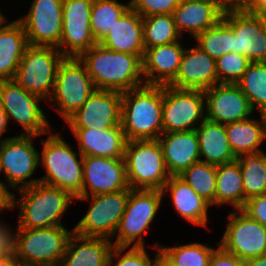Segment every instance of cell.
<instances>
[{
    "mask_svg": "<svg viewBox=\"0 0 266 266\" xmlns=\"http://www.w3.org/2000/svg\"><path fill=\"white\" fill-rule=\"evenodd\" d=\"M82 156L123 158L127 139L121 125L106 129H70Z\"/></svg>",
    "mask_w": 266,
    "mask_h": 266,
    "instance_id": "cb8c5ba5",
    "label": "cell"
},
{
    "mask_svg": "<svg viewBox=\"0 0 266 266\" xmlns=\"http://www.w3.org/2000/svg\"><path fill=\"white\" fill-rule=\"evenodd\" d=\"M261 119L248 118L225 124L226 136L236 157L241 154L261 152V144L266 140V114Z\"/></svg>",
    "mask_w": 266,
    "mask_h": 266,
    "instance_id": "4dcf8cb0",
    "label": "cell"
},
{
    "mask_svg": "<svg viewBox=\"0 0 266 266\" xmlns=\"http://www.w3.org/2000/svg\"><path fill=\"white\" fill-rule=\"evenodd\" d=\"M205 119L204 91L163 86V133L195 130Z\"/></svg>",
    "mask_w": 266,
    "mask_h": 266,
    "instance_id": "4fadbf2b",
    "label": "cell"
},
{
    "mask_svg": "<svg viewBox=\"0 0 266 266\" xmlns=\"http://www.w3.org/2000/svg\"><path fill=\"white\" fill-rule=\"evenodd\" d=\"M129 7V2L124 5L117 0H93L90 25L97 43L107 36L109 29Z\"/></svg>",
    "mask_w": 266,
    "mask_h": 266,
    "instance_id": "d590c367",
    "label": "cell"
},
{
    "mask_svg": "<svg viewBox=\"0 0 266 266\" xmlns=\"http://www.w3.org/2000/svg\"><path fill=\"white\" fill-rule=\"evenodd\" d=\"M200 1H207V2L217 3L218 0H200Z\"/></svg>",
    "mask_w": 266,
    "mask_h": 266,
    "instance_id": "11a10c76",
    "label": "cell"
},
{
    "mask_svg": "<svg viewBox=\"0 0 266 266\" xmlns=\"http://www.w3.org/2000/svg\"><path fill=\"white\" fill-rule=\"evenodd\" d=\"M96 90L85 65L76 57H65L59 64L51 102L66 121Z\"/></svg>",
    "mask_w": 266,
    "mask_h": 266,
    "instance_id": "9c48e42d",
    "label": "cell"
},
{
    "mask_svg": "<svg viewBox=\"0 0 266 266\" xmlns=\"http://www.w3.org/2000/svg\"><path fill=\"white\" fill-rule=\"evenodd\" d=\"M85 65L96 90L129 91L145 84L142 59L138 55L116 52L97 43L83 52Z\"/></svg>",
    "mask_w": 266,
    "mask_h": 266,
    "instance_id": "6da1fadb",
    "label": "cell"
},
{
    "mask_svg": "<svg viewBox=\"0 0 266 266\" xmlns=\"http://www.w3.org/2000/svg\"><path fill=\"white\" fill-rule=\"evenodd\" d=\"M164 194L162 190L129 189L125 212L114 234L113 246L145 247L144 234H147L153 219L160 209Z\"/></svg>",
    "mask_w": 266,
    "mask_h": 266,
    "instance_id": "ba28073f",
    "label": "cell"
},
{
    "mask_svg": "<svg viewBox=\"0 0 266 266\" xmlns=\"http://www.w3.org/2000/svg\"><path fill=\"white\" fill-rule=\"evenodd\" d=\"M6 21L7 20H6L5 15H3L2 11L0 10V26Z\"/></svg>",
    "mask_w": 266,
    "mask_h": 266,
    "instance_id": "db71d44e",
    "label": "cell"
},
{
    "mask_svg": "<svg viewBox=\"0 0 266 266\" xmlns=\"http://www.w3.org/2000/svg\"><path fill=\"white\" fill-rule=\"evenodd\" d=\"M127 247L113 246L108 266H152L153 260L150 259L145 247H131L123 253ZM117 258L115 262L113 258ZM115 263V264H113Z\"/></svg>",
    "mask_w": 266,
    "mask_h": 266,
    "instance_id": "60d3db41",
    "label": "cell"
},
{
    "mask_svg": "<svg viewBox=\"0 0 266 266\" xmlns=\"http://www.w3.org/2000/svg\"><path fill=\"white\" fill-rule=\"evenodd\" d=\"M0 266H23L19 259L15 257H10L6 260H0Z\"/></svg>",
    "mask_w": 266,
    "mask_h": 266,
    "instance_id": "f5cc1de1",
    "label": "cell"
},
{
    "mask_svg": "<svg viewBox=\"0 0 266 266\" xmlns=\"http://www.w3.org/2000/svg\"><path fill=\"white\" fill-rule=\"evenodd\" d=\"M12 193L11 209L19 207L17 228H50L62 226L61 219L75 198L65 190L42 182ZM18 200V203H17Z\"/></svg>",
    "mask_w": 266,
    "mask_h": 266,
    "instance_id": "3957f363",
    "label": "cell"
},
{
    "mask_svg": "<svg viewBox=\"0 0 266 266\" xmlns=\"http://www.w3.org/2000/svg\"><path fill=\"white\" fill-rule=\"evenodd\" d=\"M218 83L216 60L198 46H194L185 49L178 74L169 86L204 91Z\"/></svg>",
    "mask_w": 266,
    "mask_h": 266,
    "instance_id": "44dd1931",
    "label": "cell"
},
{
    "mask_svg": "<svg viewBox=\"0 0 266 266\" xmlns=\"http://www.w3.org/2000/svg\"><path fill=\"white\" fill-rule=\"evenodd\" d=\"M93 0L62 1V35L59 51L65 57L78 58L97 44L90 25Z\"/></svg>",
    "mask_w": 266,
    "mask_h": 266,
    "instance_id": "5bb4252c",
    "label": "cell"
},
{
    "mask_svg": "<svg viewBox=\"0 0 266 266\" xmlns=\"http://www.w3.org/2000/svg\"><path fill=\"white\" fill-rule=\"evenodd\" d=\"M243 266H266V254L243 260Z\"/></svg>",
    "mask_w": 266,
    "mask_h": 266,
    "instance_id": "f907efd6",
    "label": "cell"
},
{
    "mask_svg": "<svg viewBox=\"0 0 266 266\" xmlns=\"http://www.w3.org/2000/svg\"><path fill=\"white\" fill-rule=\"evenodd\" d=\"M172 14H158L143 17L144 49L180 41Z\"/></svg>",
    "mask_w": 266,
    "mask_h": 266,
    "instance_id": "e575fe53",
    "label": "cell"
},
{
    "mask_svg": "<svg viewBox=\"0 0 266 266\" xmlns=\"http://www.w3.org/2000/svg\"><path fill=\"white\" fill-rule=\"evenodd\" d=\"M254 3L255 0H218L217 6L225 14L228 12L250 11Z\"/></svg>",
    "mask_w": 266,
    "mask_h": 266,
    "instance_id": "bcb514c9",
    "label": "cell"
},
{
    "mask_svg": "<svg viewBox=\"0 0 266 266\" xmlns=\"http://www.w3.org/2000/svg\"><path fill=\"white\" fill-rule=\"evenodd\" d=\"M250 12L266 20V0H255Z\"/></svg>",
    "mask_w": 266,
    "mask_h": 266,
    "instance_id": "681fc988",
    "label": "cell"
},
{
    "mask_svg": "<svg viewBox=\"0 0 266 266\" xmlns=\"http://www.w3.org/2000/svg\"><path fill=\"white\" fill-rule=\"evenodd\" d=\"M8 116L2 106L0 105V137L2 138V135L7 129L8 124Z\"/></svg>",
    "mask_w": 266,
    "mask_h": 266,
    "instance_id": "816d5d0a",
    "label": "cell"
},
{
    "mask_svg": "<svg viewBox=\"0 0 266 266\" xmlns=\"http://www.w3.org/2000/svg\"><path fill=\"white\" fill-rule=\"evenodd\" d=\"M157 140L170 176L180 175L192 164L201 160L199 140L195 130L163 133Z\"/></svg>",
    "mask_w": 266,
    "mask_h": 266,
    "instance_id": "603a6c76",
    "label": "cell"
},
{
    "mask_svg": "<svg viewBox=\"0 0 266 266\" xmlns=\"http://www.w3.org/2000/svg\"><path fill=\"white\" fill-rule=\"evenodd\" d=\"M208 266H243V260L218 245L210 257Z\"/></svg>",
    "mask_w": 266,
    "mask_h": 266,
    "instance_id": "f6af8a7d",
    "label": "cell"
},
{
    "mask_svg": "<svg viewBox=\"0 0 266 266\" xmlns=\"http://www.w3.org/2000/svg\"><path fill=\"white\" fill-rule=\"evenodd\" d=\"M237 161L242 174L246 204L248 199L266 192V153L241 154Z\"/></svg>",
    "mask_w": 266,
    "mask_h": 266,
    "instance_id": "d6a6232c",
    "label": "cell"
},
{
    "mask_svg": "<svg viewBox=\"0 0 266 266\" xmlns=\"http://www.w3.org/2000/svg\"><path fill=\"white\" fill-rule=\"evenodd\" d=\"M171 193V202L178 215L193 225L207 227L208 208L211 206L179 176H170L162 193Z\"/></svg>",
    "mask_w": 266,
    "mask_h": 266,
    "instance_id": "83f0119b",
    "label": "cell"
},
{
    "mask_svg": "<svg viewBox=\"0 0 266 266\" xmlns=\"http://www.w3.org/2000/svg\"><path fill=\"white\" fill-rule=\"evenodd\" d=\"M252 62L236 52L223 54L216 60V72L219 83L236 84Z\"/></svg>",
    "mask_w": 266,
    "mask_h": 266,
    "instance_id": "ab89813d",
    "label": "cell"
},
{
    "mask_svg": "<svg viewBox=\"0 0 266 266\" xmlns=\"http://www.w3.org/2000/svg\"><path fill=\"white\" fill-rule=\"evenodd\" d=\"M23 25L17 19L0 26V80H13L28 46Z\"/></svg>",
    "mask_w": 266,
    "mask_h": 266,
    "instance_id": "f546056e",
    "label": "cell"
},
{
    "mask_svg": "<svg viewBox=\"0 0 266 266\" xmlns=\"http://www.w3.org/2000/svg\"><path fill=\"white\" fill-rule=\"evenodd\" d=\"M122 92L95 90L65 122L70 129H106L121 125Z\"/></svg>",
    "mask_w": 266,
    "mask_h": 266,
    "instance_id": "e0dca14e",
    "label": "cell"
},
{
    "mask_svg": "<svg viewBox=\"0 0 266 266\" xmlns=\"http://www.w3.org/2000/svg\"><path fill=\"white\" fill-rule=\"evenodd\" d=\"M99 44L116 52L138 55L143 59V18L129 7Z\"/></svg>",
    "mask_w": 266,
    "mask_h": 266,
    "instance_id": "d4e9b609",
    "label": "cell"
},
{
    "mask_svg": "<svg viewBox=\"0 0 266 266\" xmlns=\"http://www.w3.org/2000/svg\"><path fill=\"white\" fill-rule=\"evenodd\" d=\"M17 255L23 266H59L73 229L17 228Z\"/></svg>",
    "mask_w": 266,
    "mask_h": 266,
    "instance_id": "52a82bcc",
    "label": "cell"
},
{
    "mask_svg": "<svg viewBox=\"0 0 266 266\" xmlns=\"http://www.w3.org/2000/svg\"><path fill=\"white\" fill-rule=\"evenodd\" d=\"M228 219L219 245L241 260L266 254V226L242 209L229 213Z\"/></svg>",
    "mask_w": 266,
    "mask_h": 266,
    "instance_id": "9a60e30c",
    "label": "cell"
},
{
    "mask_svg": "<svg viewBox=\"0 0 266 266\" xmlns=\"http://www.w3.org/2000/svg\"><path fill=\"white\" fill-rule=\"evenodd\" d=\"M172 15L181 36L187 31L192 37L215 26L223 17L217 3L200 0H182Z\"/></svg>",
    "mask_w": 266,
    "mask_h": 266,
    "instance_id": "484cf974",
    "label": "cell"
},
{
    "mask_svg": "<svg viewBox=\"0 0 266 266\" xmlns=\"http://www.w3.org/2000/svg\"><path fill=\"white\" fill-rule=\"evenodd\" d=\"M64 58L56 47L28 45L13 80L25 91L49 102L59 64Z\"/></svg>",
    "mask_w": 266,
    "mask_h": 266,
    "instance_id": "8992f818",
    "label": "cell"
},
{
    "mask_svg": "<svg viewBox=\"0 0 266 266\" xmlns=\"http://www.w3.org/2000/svg\"><path fill=\"white\" fill-rule=\"evenodd\" d=\"M123 158L130 189L162 190L169 180L158 140L127 141Z\"/></svg>",
    "mask_w": 266,
    "mask_h": 266,
    "instance_id": "5b68a950",
    "label": "cell"
},
{
    "mask_svg": "<svg viewBox=\"0 0 266 266\" xmlns=\"http://www.w3.org/2000/svg\"><path fill=\"white\" fill-rule=\"evenodd\" d=\"M242 210L251 218L266 226V192L248 199Z\"/></svg>",
    "mask_w": 266,
    "mask_h": 266,
    "instance_id": "ee69618b",
    "label": "cell"
},
{
    "mask_svg": "<svg viewBox=\"0 0 266 266\" xmlns=\"http://www.w3.org/2000/svg\"><path fill=\"white\" fill-rule=\"evenodd\" d=\"M62 1L33 0L28 14L18 18L29 45L58 48L62 35Z\"/></svg>",
    "mask_w": 266,
    "mask_h": 266,
    "instance_id": "2e32d148",
    "label": "cell"
},
{
    "mask_svg": "<svg viewBox=\"0 0 266 266\" xmlns=\"http://www.w3.org/2000/svg\"><path fill=\"white\" fill-rule=\"evenodd\" d=\"M159 249L174 266H208L215 248L194 242L174 247H162L160 244Z\"/></svg>",
    "mask_w": 266,
    "mask_h": 266,
    "instance_id": "f35d334b",
    "label": "cell"
},
{
    "mask_svg": "<svg viewBox=\"0 0 266 266\" xmlns=\"http://www.w3.org/2000/svg\"><path fill=\"white\" fill-rule=\"evenodd\" d=\"M36 135H18L0 139V167L4 174L5 187L20 190L39 182V178L26 181L40 165L39 153L33 146Z\"/></svg>",
    "mask_w": 266,
    "mask_h": 266,
    "instance_id": "8fae6325",
    "label": "cell"
},
{
    "mask_svg": "<svg viewBox=\"0 0 266 266\" xmlns=\"http://www.w3.org/2000/svg\"><path fill=\"white\" fill-rule=\"evenodd\" d=\"M163 86L142 85L122 93L121 126L127 141L157 140L163 134Z\"/></svg>",
    "mask_w": 266,
    "mask_h": 266,
    "instance_id": "7a4b0ae2",
    "label": "cell"
},
{
    "mask_svg": "<svg viewBox=\"0 0 266 266\" xmlns=\"http://www.w3.org/2000/svg\"><path fill=\"white\" fill-rule=\"evenodd\" d=\"M193 39L201 50L215 60L223 54L233 52V29L223 19Z\"/></svg>",
    "mask_w": 266,
    "mask_h": 266,
    "instance_id": "74e56055",
    "label": "cell"
},
{
    "mask_svg": "<svg viewBox=\"0 0 266 266\" xmlns=\"http://www.w3.org/2000/svg\"><path fill=\"white\" fill-rule=\"evenodd\" d=\"M182 0H130V8L142 18L158 14H173Z\"/></svg>",
    "mask_w": 266,
    "mask_h": 266,
    "instance_id": "b9f144b4",
    "label": "cell"
},
{
    "mask_svg": "<svg viewBox=\"0 0 266 266\" xmlns=\"http://www.w3.org/2000/svg\"><path fill=\"white\" fill-rule=\"evenodd\" d=\"M41 99L39 96L25 91L14 80H0V105L6 112L9 121L14 119L23 127L22 135L40 136L50 132V121L46 119V115L39 105Z\"/></svg>",
    "mask_w": 266,
    "mask_h": 266,
    "instance_id": "7c38bea8",
    "label": "cell"
},
{
    "mask_svg": "<svg viewBox=\"0 0 266 266\" xmlns=\"http://www.w3.org/2000/svg\"><path fill=\"white\" fill-rule=\"evenodd\" d=\"M5 181L0 180V213L5 209H11L12 192L5 187Z\"/></svg>",
    "mask_w": 266,
    "mask_h": 266,
    "instance_id": "7dc6e473",
    "label": "cell"
},
{
    "mask_svg": "<svg viewBox=\"0 0 266 266\" xmlns=\"http://www.w3.org/2000/svg\"><path fill=\"white\" fill-rule=\"evenodd\" d=\"M159 246L158 243H155L157 254L153 260L152 266H174L171 260L159 249Z\"/></svg>",
    "mask_w": 266,
    "mask_h": 266,
    "instance_id": "c3c4849f",
    "label": "cell"
},
{
    "mask_svg": "<svg viewBox=\"0 0 266 266\" xmlns=\"http://www.w3.org/2000/svg\"><path fill=\"white\" fill-rule=\"evenodd\" d=\"M185 48L179 41L145 49L142 73L146 85H169L177 76Z\"/></svg>",
    "mask_w": 266,
    "mask_h": 266,
    "instance_id": "7402d4cb",
    "label": "cell"
},
{
    "mask_svg": "<svg viewBox=\"0 0 266 266\" xmlns=\"http://www.w3.org/2000/svg\"><path fill=\"white\" fill-rule=\"evenodd\" d=\"M222 19L233 29V52L266 62V20L250 11L228 12Z\"/></svg>",
    "mask_w": 266,
    "mask_h": 266,
    "instance_id": "d6986e66",
    "label": "cell"
},
{
    "mask_svg": "<svg viewBox=\"0 0 266 266\" xmlns=\"http://www.w3.org/2000/svg\"><path fill=\"white\" fill-rule=\"evenodd\" d=\"M205 117L215 123L228 124L252 116L248 98L237 84L218 83L204 90Z\"/></svg>",
    "mask_w": 266,
    "mask_h": 266,
    "instance_id": "ffe728a7",
    "label": "cell"
},
{
    "mask_svg": "<svg viewBox=\"0 0 266 266\" xmlns=\"http://www.w3.org/2000/svg\"><path fill=\"white\" fill-rule=\"evenodd\" d=\"M129 189L124 158L83 156V184L77 197Z\"/></svg>",
    "mask_w": 266,
    "mask_h": 266,
    "instance_id": "ac0fdd59",
    "label": "cell"
},
{
    "mask_svg": "<svg viewBox=\"0 0 266 266\" xmlns=\"http://www.w3.org/2000/svg\"><path fill=\"white\" fill-rule=\"evenodd\" d=\"M47 139L42 140L43 151L39 153V162L45 168V175L39 182L68 191L76 198L82 190L83 184V156L78 159L71 145L62 136L50 131Z\"/></svg>",
    "mask_w": 266,
    "mask_h": 266,
    "instance_id": "277c9868",
    "label": "cell"
},
{
    "mask_svg": "<svg viewBox=\"0 0 266 266\" xmlns=\"http://www.w3.org/2000/svg\"><path fill=\"white\" fill-rule=\"evenodd\" d=\"M113 243L109 239L73 233L59 266H108Z\"/></svg>",
    "mask_w": 266,
    "mask_h": 266,
    "instance_id": "4316f807",
    "label": "cell"
},
{
    "mask_svg": "<svg viewBox=\"0 0 266 266\" xmlns=\"http://www.w3.org/2000/svg\"><path fill=\"white\" fill-rule=\"evenodd\" d=\"M181 179L211 206L215 205L216 166L204 162L192 164L180 175Z\"/></svg>",
    "mask_w": 266,
    "mask_h": 266,
    "instance_id": "8d00e7d4",
    "label": "cell"
},
{
    "mask_svg": "<svg viewBox=\"0 0 266 266\" xmlns=\"http://www.w3.org/2000/svg\"><path fill=\"white\" fill-rule=\"evenodd\" d=\"M17 230L15 233L8 225L0 222V260L17 255Z\"/></svg>",
    "mask_w": 266,
    "mask_h": 266,
    "instance_id": "7bdbcfd3",
    "label": "cell"
},
{
    "mask_svg": "<svg viewBox=\"0 0 266 266\" xmlns=\"http://www.w3.org/2000/svg\"><path fill=\"white\" fill-rule=\"evenodd\" d=\"M236 84L254 112L266 114V62H252Z\"/></svg>",
    "mask_w": 266,
    "mask_h": 266,
    "instance_id": "836d02e7",
    "label": "cell"
},
{
    "mask_svg": "<svg viewBox=\"0 0 266 266\" xmlns=\"http://www.w3.org/2000/svg\"><path fill=\"white\" fill-rule=\"evenodd\" d=\"M199 140L201 162L219 166L237 160L231 150L224 124L205 119L195 129Z\"/></svg>",
    "mask_w": 266,
    "mask_h": 266,
    "instance_id": "f1b7e54d",
    "label": "cell"
},
{
    "mask_svg": "<svg viewBox=\"0 0 266 266\" xmlns=\"http://www.w3.org/2000/svg\"><path fill=\"white\" fill-rule=\"evenodd\" d=\"M231 204L233 210L243 209L245 195L242 174L237 160L216 166L215 205Z\"/></svg>",
    "mask_w": 266,
    "mask_h": 266,
    "instance_id": "1f68e13d",
    "label": "cell"
},
{
    "mask_svg": "<svg viewBox=\"0 0 266 266\" xmlns=\"http://www.w3.org/2000/svg\"><path fill=\"white\" fill-rule=\"evenodd\" d=\"M129 198V190L114 193L76 197L75 200H92L86 215L74 226L75 234L83 237L105 238L113 243L114 234Z\"/></svg>",
    "mask_w": 266,
    "mask_h": 266,
    "instance_id": "30bf717a",
    "label": "cell"
}]
</instances>
